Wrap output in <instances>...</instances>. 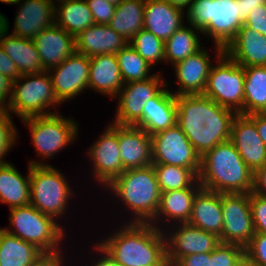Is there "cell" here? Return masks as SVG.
<instances>
[{
    "label": "cell",
    "mask_w": 266,
    "mask_h": 266,
    "mask_svg": "<svg viewBox=\"0 0 266 266\" xmlns=\"http://www.w3.org/2000/svg\"><path fill=\"white\" fill-rule=\"evenodd\" d=\"M247 116L255 123L258 134L266 147V113H254Z\"/></svg>",
    "instance_id": "cell-51"
},
{
    "label": "cell",
    "mask_w": 266,
    "mask_h": 266,
    "mask_svg": "<svg viewBox=\"0 0 266 266\" xmlns=\"http://www.w3.org/2000/svg\"><path fill=\"white\" fill-rule=\"evenodd\" d=\"M10 210V226L3 228L8 233L33 243L44 253L61 251L60 241L65 238V230L57 220L43 214L31 204L14 207Z\"/></svg>",
    "instance_id": "cell-7"
},
{
    "label": "cell",
    "mask_w": 266,
    "mask_h": 266,
    "mask_svg": "<svg viewBox=\"0 0 266 266\" xmlns=\"http://www.w3.org/2000/svg\"><path fill=\"white\" fill-rule=\"evenodd\" d=\"M101 255H102V258H100V260H96V263L92 264L91 266H116L102 253Z\"/></svg>",
    "instance_id": "cell-54"
},
{
    "label": "cell",
    "mask_w": 266,
    "mask_h": 266,
    "mask_svg": "<svg viewBox=\"0 0 266 266\" xmlns=\"http://www.w3.org/2000/svg\"><path fill=\"white\" fill-rule=\"evenodd\" d=\"M201 188L197 179L188 188L161 192L159 207L151 224L153 223V226L162 230V226L160 228L158 226L159 223H156L157 220L159 222L165 218L167 221L169 219L168 222L176 221V224L188 223L191 217L194 197Z\"/></svg>",
    "instance_id": "cell-27"
},
{
    "label": "cell",
    "mask_w": 266,
    "mask_h": 266,
    "mask_svg": "<svg viewBox=\"0 0 266 266\" xmlns=\"http://www.w3.org/2000/svg\"><path fill=\"white\" fill-rule=\"evenodd\" d=\"M4 28V15L0 13V32Z\"/></svg>",
    "instance_id": "cell-55"
},
{
    "label": "cell",
    "mask_w": 266,
    "mask_h": 266,
    "mask_svg": "<svg viewBox=\"0 0 266 266\" xmlns=\"http://www.w3.org/2000/svg\"><path fill=\"white\" fill-rule=\"evenodd\" d=\"M14 0H0V2H4L7 4H11Z\"/></svg>",
    "instance_id": "cell-57"
},
{
    "label": "cell",
    "mask_w": 266,
    "mask_h": 266,
    "mask_svg": "<svg viewBox=\"0 0 266 266\" xmlns=\"http://www.w3.org/2000/svg\"><path fill=\"white\" fill-rule=\"evenodd\" d=\"M44 252L0 228V266H30Z\"/></svg>",
    "instance_id": "cell-31"
},
{
    "label": "cell",
    "mask_w": 266,
    "mask_h": 266,
    "mask_svg": "<svg viewBox=\"0 0 266 266\" xmlns=\"http://www.w3.org/2000/svg\"><path fill=\"white\" fill-rule=\"evenodd\" d=\"M233 266H255L250 258L244 254Z\"/></svg>",
    "instance_id": "cell-53"
},
{
    "label": "cell",
    "mask_w": 266,
    "mask_h": 266,
    "mask_svg": "<svg viewBox=\"0 0 266 266\" xmlns=\"http://www.w3.org/2000/svg\"><path fill=\"white\" fill-rule=\"evenodd\" d=\"M145 0H122L108 26L130 41L143 29Z\"/></svg>",
    "instance_id": "cell-33"
},
{
    "label": "cell",
    "mask_w": 266,
    "mask_h": 266,
    "mask_svg": "<svg viewBox=\"0 0 266 266\" xmlns=\"http://www.w3.org/2000/svg\"><path fill=\"white\" fill-rule=\"evenodd\" d=\"M216 65H212L203 95L220 106L244 115V68L215 45Z\"/></svg>",
    "instance_id": "cell-8"
},
{
    "label": "cell",
    "mask_w": 266,
    "mask_h": 266,
    "mask_svg": "<svg viewBox=\"0 0 266 266\" xmlns=\"http://www.w3.org/2000/svg\"><path fill=\"white\" fill-rule=\"evenodd\" d=\"M265 4L266 0H239L240 20L244 23L250 12Z\"/></svg>",
    "instance_id": "cell-49"
},
{
    "label": "cell",
    "mask_w": 266,
    "mask_h": 266,
    "mask_svg": "<svg viewBox=\"0 0 266 266\" xmlns=\"http://www.w3.org/2000/svg\"><path fill=\"white\" fill-rule=\"evenodd\" d=\"M89 68V57L75 51L59 66L48 70L54 93L61 104L88 88Z\"/></svg>",
    "instance_id": "cell-15"
},
{
    "label": "cell",
    "mask_w": 266,
    "mask_h": 266,
    "mask_svg": "<svg viewBox=\"0 0 266 266\" xmlns=\"http://www.w3.org/2000/svg\"><path fill=\"white\" fill-rule=\"evenodd\" d=\"M244 68V115L266 113V66Z\"/></svg>",
    "instance_id": "cell-34"
},
{
    "label": "cell",
    "mask_w": 266,
    "mask_h": 266,
    "mask_svg": "<svg viewBox=\"0 0 266 266\" xmlns=\"http://www.w3.org/2000/svg\"><path fill=\"white\" fill-rule=\"evenodd\" d=\"M62 252L44 253L30 266H62Z\"/></svg>",
    "instance_id": "cell-48"
},
{
    "label": "cell",
    "mask_w": 266,
    "mask_h": 266,
    "mask_svg": "<svg viewBox=\"0 0 266 266\" xmlns=\"http://www.w3.org/2000/svg\"><path fill=\"white\" fill-rule=\"evenodd\" d=\"M253 192L266 197V163L254 173Z\"/></svg>",
    "instance_id": "cell-50"
},
{
    "label": "cell",
    "mask_w": 266,
    "mask_h": 266,
    "mask_svg": "<svg viewBox=\"0 0 266 266\" xmlns=\"http://www.w3.org/2000/svg\"><path fill=\"white\" fill-rule=\"evenodd\" d=\"M115 232L94 246L114 265L168 266L164 228L162 231L150 223H128Z\"/></svg>",
    "instance_id": "cell-2"
},
{
    "label": "cell",
    "mask_w": 266,
    "mask_h": 266,
    "mask_svg": "<svg viewBox=\"0 0 266 266\" xmlns=\"http://www.w3.org/2000/svg\"><path fill=\"white\" fill-rule=\"evenodd\" d=\"M164 1L169 2L170 4H172L173 6L179 8L181 10H183L184 8H186L188 6V8H187V10H188L192 0H164Z\"/></svg>",
    "instance_id": "cell-52"
},
{
    "label": "cell",
    "mask_w": 266,
    "mask_h": 266,
    "mask_svg": "<svg viewBox=\"0 0 266 266\" xmlns=\"http://www.w3.org/2000/svg\"><path fill=\"white\" fill-rule=\"evenodd\" d=\"M161 192L190 187L198 176L189 168L153 164Z\"/></svg>",
    "instance_id": "cell-37"
},
{
    "label": "cell",
    "mask_w": 266,
    "mask_h": 266,
    "mask_svg": "<svg viewBox=\"0 0 266 266\" xmlns=\"http://www.w3.org/2000/svg\"><path fill=\"white\" fill-rule=\"evenodd\" d=\"M12 88L13 81L0 73V108H6L9 104V101L12 97Z\"/></svg>",
    "instance_id": "cell-47"
},
{
    "label": "cell",
    "mask_w": 266,
    "mask_h": 266,
    "mask_svg": "<svg viewBox=\"0 0 266 266\" xmlns=\"http://www.w3.org/2000/svg\"><path fill=\"white\" fill-rule=\"evenodd\" d=\"M120 74L123 82L141 81L151 78L152 67L128 43L117 54Z\"/></svg>",
    "instance_id": "cell-36"
},
{
    "label": "cell",
    "mask_w": 266,
    "mask_h": 266,
    "mask_svg": "<svg viewBox=\"0 0 266 266\" xmlns=\"http://www.w3.org/2000/svg\"><path fill=\"white\" fill-rule=\"evenodd\" d=\"M0 73L8 77L13 82L16 81L21 74L19 73L15 63L5 54L0 44Z\"/></svg>",
    "instance_id": "cell-46"
},
{
    "label": "cell",
    "mask_w": 266,
    "mask_h": 266,
    "mask_svg": "<svg viewBox=\"0 0 266 266\" xmlns=\"http://www.w3.org/2000/svg\"><path fill=\"white\" fill-rule=\"evenodd\" d=\"M153 74L151 78L124 84L116 97L118 106L114 124L137 126L142 121V111L149 99L155 97L163 87H167L160 76ZM162 87V88H161Z\"/></svg>",
    "instance_id": "cell-13"
},
{
    "label": "cell",
    "mask_w": 266,
    "mask_h": 266,
    "mask_svg": "<svg viewBox=\"0 0 266 266\" xmlns=\"http://www.w3.org/2000/svg\"><path fill=\"white\" fill-rule=\"evenodd\" d=\"M113 5H118L122 0H105Z\"/></svg>",
    "instance_id": "cell-56"
},
{
    "label": "cell",
    "mask_w": 266,
    "mask_h": 266,
    "mask_svg": "<svg viewBox=\"0 0 266 266\" xmlns=\"http://www.w3.org/2000/svg\"><path fill=\"white\" fill-rule=\"evenodd\" d=\"M244 25L266 37V4L260 5L259 8L250 12Z\"/></svg>",
    "instance_id": "cell-44"
},
{
    "label": "cell",
    "mask_w": 266,
    "mask_h": 266,
    "mask_svg": "<svg viewBox=\"0 0 266 266\" xmlns=\"http://www.w3.org/2000/svg\"><path fill=\"white\" fill-rule=\"evenodd\" d=\"M86 2L93 15L94 23L108 25L114 15L116 5L105 0H86Z\"/></svg>",
    "instance_id": "cell-43"
},
{
    "label": "cell",
    "mask_w": 266,
    "mask_h": 266,
    "mask_svg": "<svg viewBox=\"0 0 266 266\" xmlns=\"http://www.w3.org/2000/svg\"><path fill=\"white\" fill-rule=\"evenodd\" d=\"M250 207L255 233L266 234V197L251 191Z\"/></svg>",
    "instance_id": "cell-41"
},
{
    "label": "cell",
    "mask_w": 266,
    "mask_h": 266,
    "mask_svg": "<svg viewBox=\"0 0 266 266\" xmlns=\"http://www.w3.org/2000/svg\"><path fill=\"white\" fill-rule=\"evenodd\" d=\"M223 214L221 243L245 247L254 235L250 193H221Z\"/></svg>",
    "instance_id": "cell-12"
},
{
    "label": "cell",
    "mask_w": 266,
    "mask_h": 266,
    "mask_svg": "<svg viewBox=\"0 0 266 266\" xmlns=\"http://www.w3.org/2000/svg\"><path fill=\"white\" fill-rule=\"evenodd\" d=\"M12 163L0 164V202L10 209L30 204V164L24 178Z\"/></svg>",
    "instance_id": "cell-30"
},
{
    "label": "cell",
    "mask_w": 266,
    "mask_h": 266,
    "mask_svg": "<svg viewBox=\"0 0 266 266\" xmlns=\"http://www.w3.org/2000/svg\"><path fill=\"white\" fill-rule=\"evenodd\" d=\"M198 180L203 189L218 193H250L254 187L253 171L230 140L201 156Z\"/></svg>",
    "instance_id": "cell-3"
},
{
    "label": "cell",
    "mask_w": 266,
    "mask_h": 266,
    "mask_svg": "<svg viewBox=\"0 0 266 266\" xmlns=\"http://www.w3.org/2000/svg\"><path fill=\"white\" fill-rule=\"evenodd\" d=\"M177 123L176 96L163 89L149 99L142 111V121L137 127L144 129L150 136L174 126Z\"/></svg>",
    "instance_id": "cell-24"
},
{
    "label": "cell",
    "mask_w": 266,
    "mask_h": 266,
    "mask_svg": "<svg viewBox=\"0 0 266 266\" xmlns=\"http://www.w3.org/2000/svg\"><path fill=\"white\" fill-rule=\"evenodd\" d=\"M33 42L44 71L59 66L76 51L75 37L56 24L38 33Z\"/></svg>",
    "instance_id": "cell-20"
},
{
    "label": "cell",
    "mask_w": 266,
    "mask_h": 266,
    "mask_svg": "<svg viewBox=\"0 0 266 266\" xmlns=\"http://www.w3.org/2000/svg\"><path fill=\"white\" fill-rule=\"evenodd\" d=\"M100 138L90 146L88 154L92 171L100 184L107 185L124 172L118 144V124H110Z\"/></svg>",
    "instance_id": "cell-16"
},
{
    "label": "cell",
    "mask_w": 266,
    "mask_h": 266,
    "mask_svg": "<svg viewBox=\"0 0 266 266\" xmlns=\"http://www.w3.org/2000/svg\"><path fill=\"white\" fill-rule=\"evenodd\" d=\"M112 193L126 205L134 217L129 223H150L160 203L161 190L154 166L125 170L108 185Z\"/></svg>",
    "instance_id": "cell-4"
},
{
    "label": "cell",
    "mask_w": 266,
    "mask_h": 266,
    "mask_svg": "<svg viewBox=\"0 0 266 266\" xmlns=\"http://www.w3.org/2000/svg\"><path fill=\"white\" fill-rule=\"evenodd\" d=\"M9 22L4 15V28L0 32V44L5 54L15 63L19 73L38 74L42 73L43 65L33 40L8 35Z\"/></svg>",
    "instance_id": "cell-26"
},
{
    "label": "cell",
    "mask_w": 266,
    "mask_h": 266,
    "mask_svg": "<svg viewBox=\"0 0 266 266\" xmlns=\"http://www.w3.org/2000/svg\"><path fill=\"white\" fill-rule=\"evenodd\" d=\"M30 162V204L55 220L62 217L73 196L66 177L50 164ZM72 192V193H71Z\"/></svg>",
    "instance_id": "cell-6"
},
{
    "label": "cell",
    "mask_w": 266,
    "mask_h": 266,
    "mask_svg": "<svg viewBox=\"0 0 266 266\" xmlns=\"http://www.w3.org/2000/svg\"><path fill=\"white\" fill-rule=\"evenodd\" d=\"M176 104L177 124L200 156L229 141L235 111L203 94L176 96Z\"/></svg>",
    "instance_id": "cell-1"
},
{
    "label": "cell",
    "mask_w": 266,
    "mask_h": 266,
    "mask_svg": "<svg viewBox=\"0 0 266 266\" xmlns=\"http://www.w3.org/2000/svg\"><path fill=\"white\" fill-rule=\"evenodd\" d=\"M244 251L255 266H266V234L254 233Z\"/></svg>",
    "instance_id": "cell-42"
},
{
    "label": "cell",
    "mask_w": 266,
    "mask_h": 266,
    "mask_svg": "<svg viewBox=\"0 0 266 266\" xmlns=\"http://www.w3.org/2000/svg\"><path fill=\"white\" fill-rule=\"evenodd\" d=\"M22 81L24 83H22ZM61 104L54 93L48 71L21 75L13 82L12 97L6 110L19 118L54 114L46 108Z\"/></svg>",
    "instance_id": "cell-9"
},
{
    "label": "cell",
    "mask_w": 266,
    "mask_h": 266,
    "mask_svg": "<svg viewBox=\"0 0 266 266\" xmlns=\"http://www.w3.org/2000/svg\"><path fill=\"white\" fill-rule=\"evenodd\" d=\"M186 16L190 26L223 49L244 24L240 20L239 0H192Z\"/></svg>",
    "instance_id": "cell-5"
},
{
    "label": "cell",
    "mask_w": 266,
    "mask_h": 266,
    "mask_svg": "<svg viewBox=\"0 0 266 266\" xmlns=\"http://www.w3.org/2000/svg\"><path fill=\"white\" fill-rule=\"evenodd\" d=\"M207 50L200 49L186 59L174 64L179 95L203 94L212 67L211 56Z\"/></svg>",
    "instance_id": "cell-21"
},
{
    "label": "cell",
    "mask_w": 266,
    "mask_h": 266,
    "mask_svg": "<svg viewBox=\"0 0 266 266\" xmlns=\"http://www.w3.org/2000/svg\"><path fill=\"white\" fill-rule=\"evenodd\" d=\"M118 144L124 171L152 165L151 136L133 125H118Z\"/></svg>",
    "instance_id": "cell-19"
},
{
    "label": "cell",
    "mask_w": 266,
    "mask_h": 266,
    "mask_svg": "<svg viewBox=\"0 0 266 266\" xmlns=\"http://www.w3.org/2000/svg\"><path fill=\"white\" fill-rule=\"evenodd\" d=\"M177 228V229H176ZM175 232L165 233L168 266H174L182 257L213 251L221 242L219 237L188 223H180Z\"/></svg>",
    "instance_id": "cell-14"
},
{
    "label": "cell",
    "mask_w": 266,
    "mask_h": 266,
    "mask_svg": "<svg viewBox=\"0 0 266 266\" xmlns=\"http://www.w3.org/2000/svg\"><path fill=\"white\" fill-rule=\"evenodd\" d=\"M184 10L164 0H145L143 29L164 42L183 26Z\"/></svg>",
    "instance_id": "cell-25"
},
{
    "label": "cell",
    "mask_w": 266,
    "mask_h": 266,
    "mask_svg": "<svg viewBox=\"0 0 266 266\" xmlns=\"http://www.w3.org/2000/svg\"><path fill=\"white\" fill-rule=\"evenodd\" d=\"M76 51L87 57L117 54L129 41L108 25L94 24L75 37Z\"/></svg>",
    "instance_id": "cell-23"
},
{
    "label": "cell",
    "mask_w": 266,
    "mask_h": 266,
    "mask_svg": "<svg viewBox=\"0 0 266 266\" xmlns=\"http://www.w3.org/2000/svg\"><path fill=\"white\" fill-rule=\"evenodd\" d=\"M229 140L253 173L266 163L265 144L255 123L247 115L237 114L234 117Z\"/></svg>",
    "instance_id": "cell-17"
},
{
    "label": "cell",
    "mask_w": 266,
    "mask_h": 266,
    "mask_svg": "<svg viewBox=\"0 0 266 266\" xmlns=\"http://www.w3.org/2000/svg\"><path fill=\"white\" fill-rule=\"evenodd\" d=\"M29 126L32 144L42 158H51L57 151L73 142L78 135V124L59 112L23 119Z\"/></svg>",
    "instance_id": "cell-10"
},
{
    "label": "cell",
    "mask_w": 266,
    "mask_h": 266,
    "mask_svg": "<svg viewBox=\"0 0 266 266\" xmlns=\"http://www.w3.org/2000/svg\"><path fill=\"white\" fill-rule=\"evenodd\" d=\"M224 53L240 66H266V37L244 24Z\"/></svg>",
    "instance_id": "cell-22"
},
{
    "label": "cell",
    "mask_w": 266,
    "mask_h": 266,
    "mask_svg": "<svg viewBox=\"0 0 266 266\" xmlns=\"http://www.w3.org/2000/svg\"><path fill=\"white\" fill-rule=\"evenodd\" d=\"M152 164H168L191 169L197 176L201 156L195 151L185 133L176 123L151 135Z\"/></svg>",
    "instance_id": "cell-11"
},
{
    "label": "cell",
    "mask_w": 266,
    "mask_h": 266,
    "mask_svg": "<svg viewBox=\"0 0 266 266\" xmlns=\"http://www.w3.org/2000/svg\"><path fill=\"white\" fill-rule=\"evenodd\" d=\"M188 224L220 237L223 227L221 193L201 188L194 197Z\"/></svg>",
    "instance_id": "cell-29"
},
{
    "label": "cell",
    "mask_w": 266,
    "mask_h": 266,
    "mask_svg": "<svg viewBox=\"0 0 266 266\" xmlns=\"http://www.w3.org/2000/svg\"><path fill=\"white\" fill-rule=\"evenodd\" d=\"M57 3L55 24L74 37L95 24L86 0H62Z\"/></svg>",
    "instance_id": "cell-32"
},
{
    "label": "cell",
    "mask_w": 266,
    "mask_h": 266,
    "mask_svg": "<svg viewBox=\"0 0 266 266\" xmlns=\"http://www.w3.org/2000/svg\"><path fill=\"white\" fill-rule=\"evenodd\" d=\"M129 44L151 67L160 61L165 62L164 41L153 33L142 29L129 41Z\"/></svg>",
    "instance_id": "cell-38"
},
{
    "label": "cell",
    "mask_w": 266,
    "mask_h": 266,
    "mask_svg": "<svg viewBox=\"0 0 266 266\" xmlns=\"http://www.w3.org/2000/svg\"><path fill=\"white\" fill-rule=\"evenodd\" d=\"M244 254L243 246L220 243L212 251V266H233Z\"/></svg>",
    "instance_id": "cell-40"
},
{
    "label": "cell",
    "mask_w": 266,
    "mask_h": 266,
    "mask_svg": "<svg viewBox=\"0 0 266 266\" xmlns=\"http://www.w3.org/2000/svg\"><path fill=\"white\" fill-rule=\"evenodd\" d=\"M11 4L21 5L15 18L13 35L33 40L42 30L55 24L56 5L53 0H14Z\"/></svg>",
    "instance_id": "cell-18"
},
{
    "label": "cell",
    "mask_w": 266,
    "mask_h": 266,
    "mask_svg": "<svg viewBox=\"0 0 266 266\" xmlns=\"http://www.w3.org/2000/svg\"><path fill=\"white\" fill-rule=\"evenodd\" d=\"M17 129L6 108H0V164H6L3 157L15 143L17 139Z\"/></svg>",
    "instance_id": "cell-39"
},
{
    "label": "cell",
    "mask_w": 266,
    "mask_h": 266,
    "mask_svg": "<svg viewBox=\"0 0 266 266\" xmlns=\"http://www.w3.org/2000/svg\"><path fill=\"white\" fill-rule=\"evenodd\" d=\"M174 266H212V251L182 257Z\"/></svg>",
    "instance_id": "cell-45"
},
{
    "label": "cell",
    "mask_w": 266,
    "mask_h": 266,
    "mask_svg": "<svg viewBox=\"0 0 266 266\" xmlns=\"http://www.w3.org/2000/svg\"><path fill=\"white\" fill-rule=\"evenodd\" d=\"M195 27L182 26L177 29L165 42V61L171 65L186 59L189 55L194 54L201 49V42L198 34L201 30Z\"/></svg>",
    "instance_id": "cell-35"
},
{
    "label": "cell",
    "mask_w": 266,
    "mask_h": 266,
    "mask_svg": "<svg viewBox=\"0 0 266 266\" xmlns=\"http://www.w3.org/2000/svg\"><path fill=\"white\" fill-rule=\"evenodd\" d=\"M88 88L115 98L124 86L116 54L89 57Z\"/></svg>",
    "instance_id": "cell-28"
}]
</instances>
